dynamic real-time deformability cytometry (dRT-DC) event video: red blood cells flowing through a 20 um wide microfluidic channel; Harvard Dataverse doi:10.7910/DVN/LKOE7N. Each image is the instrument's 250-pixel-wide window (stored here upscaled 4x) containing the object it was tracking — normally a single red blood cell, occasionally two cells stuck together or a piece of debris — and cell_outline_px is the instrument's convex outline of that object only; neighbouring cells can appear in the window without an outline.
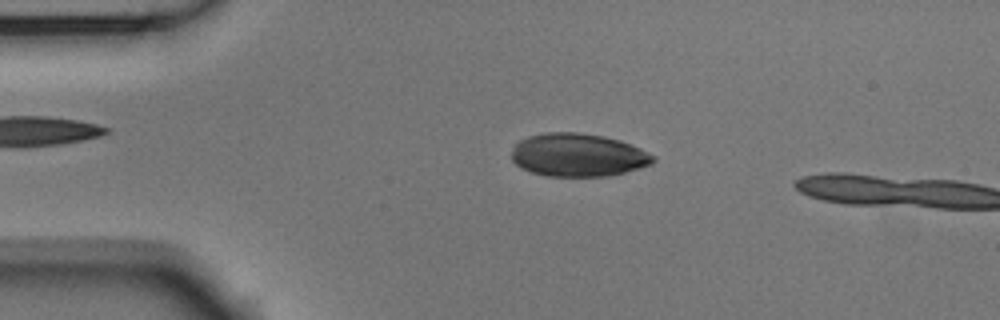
{"species": "Egyptian fruit bat (a non-hibernating species)", "species_latin": "Rousettus aegyptiacus", "temperature_condition": "room temperature", "stored_images_in_passage": 47, "camera_frame_rate_fps": 3000, "um_per_image_px": 0.085, "animal": {"sex": "male"}, "frame": {"image": 1, "passage_image": 10, "time_ms": 3.0, "image_size_px": [1000, 320], "cell_outline_px": [[656, 160], [652, 164], [624, 172], [608, 176], [548, 176], [532, 172], [520, 168], [512, 160], [512, 148], [520, 140], [528, 136], [544, 132], [576, 132], [604, 136], [620, 140], [632, 144], [656, 156]], "centroid_in_image_um": [49.14, 13.17], "position_along_channel_um": 35.9, "area_um2": 35.72}}
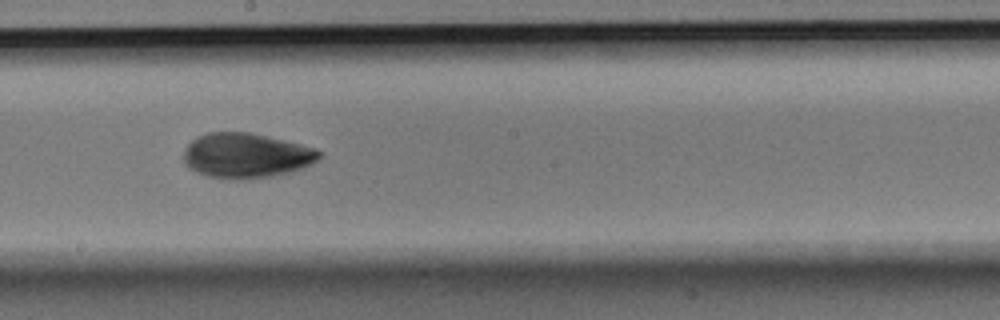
{"frame": {"image": 2, "passage_image": 28, "time_ms": 9.0, "image_size_px": [1000, 320], "cell_outline_px": [[320, 156], [312, 164], [292, 172], [272, 176], [240, 180], [236, 180], [208, 176], [196, 172], [188, 168], [184, 160], [184, 152], [188, 144], [192, 140], [208, 132], [248, 132], [284, 140], [316, 148], [320, 152]], "centroid_in_image_um": [20.92, 13.23], "position_along_channel_um": 227.3, "area_um2": 35.43}}
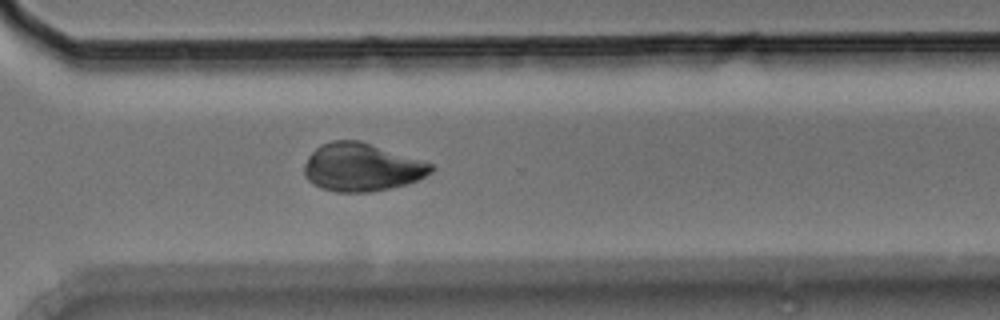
{"frame": {"image": 3, "passage_image": 37, "time_ms": 12.0, "image_size_px": [1000, 320], "cell_outline_px": [[436, 168], [432, 172], [408, 184], [372, 192], [336, 192], [320, 188], [312, 184], [304, 176], [304, 164], [308, 156], [320, 144], [332, 140], [360, 140], [432, 164]], "centroid_in_image_um": [30.71, 14.22], "position_along_channel_um": 339.9, "area_um2": 35.6}}